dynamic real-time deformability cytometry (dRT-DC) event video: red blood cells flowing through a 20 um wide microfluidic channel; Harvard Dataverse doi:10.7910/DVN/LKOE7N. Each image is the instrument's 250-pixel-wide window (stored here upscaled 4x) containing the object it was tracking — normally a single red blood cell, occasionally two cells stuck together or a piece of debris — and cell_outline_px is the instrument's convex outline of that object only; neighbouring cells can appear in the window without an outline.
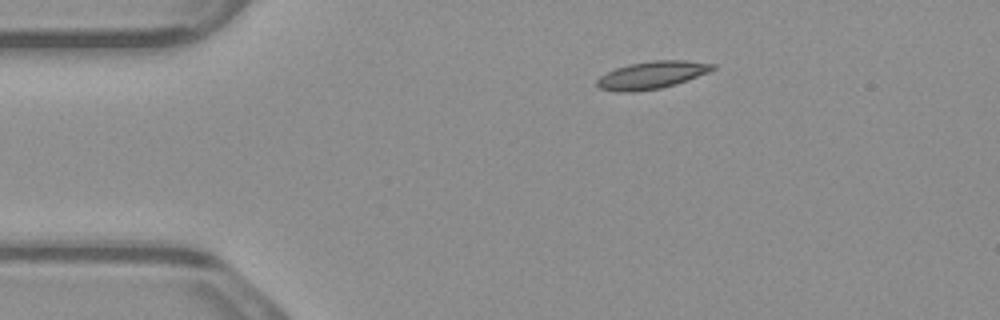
{"species": "common noctule bat (a hibernating species)", "species_latin": "Nyctalus noctula", "temperature_condition": "warm", "stored_images_in_passage": 45, "camera_frame_rate_fps": 3000, "um_per_image_px": 0.085, "animal": {"sex": "male", "body_mass_g": 23.1, "forearm_length_mm": 52.7}, "frame": {"image": 1, "passage_image": 1, "time_ms": 0.0, "image_size_px": [1000, 320], "cell_outline_px": [[716, 68], [708, 72], [676, 84], [660, 88], [632, 92], [616, 92], [600, 88], [596, 84], [596, 80], [600, 76], [616, 68], [628, 64], [652, 60], [688, 60], [716, 64]], "centroid_in_image_um": [55.4, 6.37], "position_along_channel_um": 29.6, "area_um2": 18.55}}
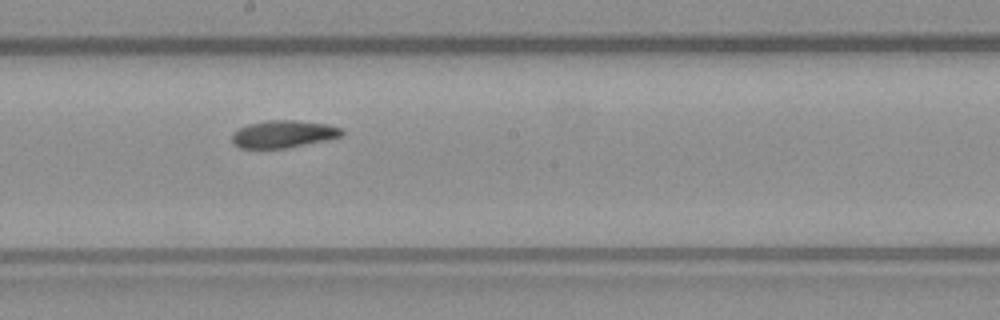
{"frame": {"image": 2, "passage_image": 20, "time_ms": 6.333, "image_size_px": [1000, 320], "cell_outline_px": [[344, 132], [340, 136], [324, 140], [288, 148], [240, 148], [232, 144], [232, 132], [248, 124], [268, 120], [296, 120], [328, 124], [340, 128]], "centroid_in_image_um": [24.04, 11.39], "position_along_channel_um": 224.2, "area_um2": 17.46}}
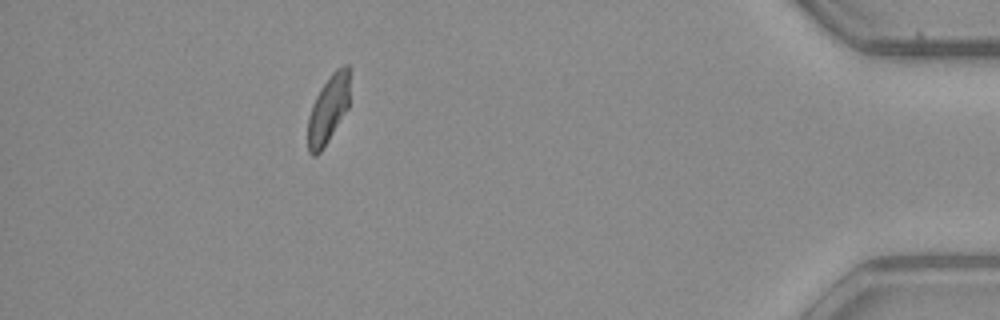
{"frame": {"image": 3, "passage_image": 39, "time_ms": 12.667, "image_size_px": [1000, 320], "cell_outline_px": [[348, 108], [328, 140], [320, 152], [316, 156], [312, 156], [308, 152], [308, 116], [312, 104], [320, 88], [328, 76], [336, 68], [344, 64], [348, 64]], "centroid_in_image_um": [27.87, 9.28], "position_along_channel_um": 407.3, "area_um2": 16.47}, "authors_computed_cell_mechanics": {"area_um2": 17.7446, "velocity_mm_per_s": 3.8589, "shape_relaxation_time_tau1_ms": 5.3544, "shape_relaxation_time_tau2_ms": 6.8329, "deformation_change_tau1": 0.134, "deformation_change_tau2": 0.1438}}